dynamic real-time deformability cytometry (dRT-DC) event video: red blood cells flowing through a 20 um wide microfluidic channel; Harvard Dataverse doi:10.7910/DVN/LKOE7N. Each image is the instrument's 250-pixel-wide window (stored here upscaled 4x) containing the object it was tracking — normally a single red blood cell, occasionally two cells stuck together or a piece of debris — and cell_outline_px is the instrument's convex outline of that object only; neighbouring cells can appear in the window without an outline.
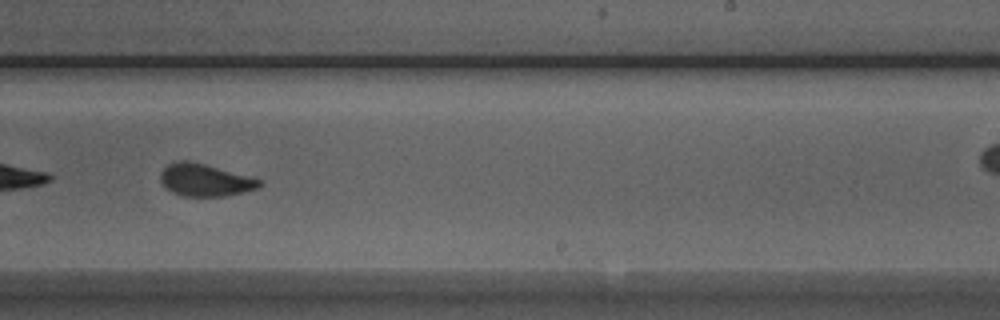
{"species": "Egyptian fruit bat (a non-hibernating species)", "species_latin": "Rousettus aegyptiacus", "temperature_condition": "room temperature", "stored_images_in_passage": 51, "camera_frame_rate_fps": 3000, "um_per_image_px": 0.085, "animal": {"sex": "male"}, "frame": {"image": 1, "passage_image": 30, "time_ms": 9.667, "image_size_px": [1000, 320], "cell_outline_px": [[264, 184], [256, 188], [244, 192], [224, 196], [180, 196], [164, 188], [160, 180], [160, 172], [168, 164], [180, 160], [188, 160], [256, 176], [264, 180]], "centroid_in_image_um": [17.48, 15.29], "position_along_channel_um": 271.5, "area_um2": 19.25}}
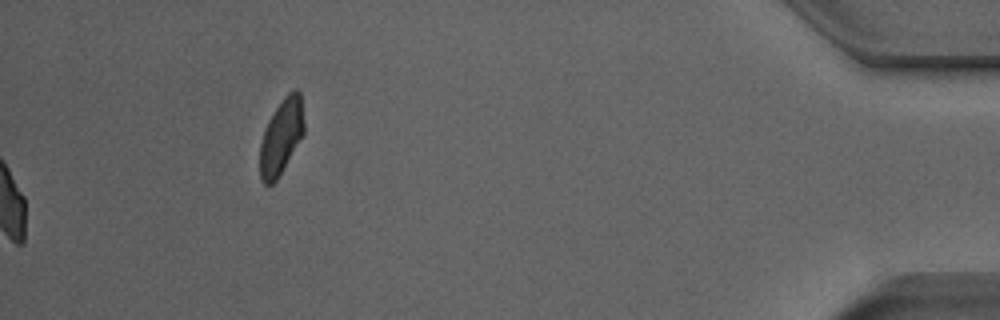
{"frame": {"image": 2, "passage_image": 51, "time_ms": 16.667, "image_size_px": [1000, 320], "cell_outline_px": [[304, 132], [276, 180], [272, 184], [264, 184], [260, 180], [260, 144], [268, 120], [284, 96], [288, 92], [296, 88], [300, 92], [304, 124]], "centroid_in_image_um": [23.9, 11.6], "position_along_channel_um": 411.3, "area_um2": 18.96}, "authors_computed_cell_mechanics": {"area_um2": 19.1318, "velocity_mm_per_s": 3.967, "shape_relaxation_time_tau1_ms": 5.8553, "shape_relaxation_time_tau2_ms": 0.8589, "deformation_change_tau1": 0.1335, "deformation_change_tau2": 0.0657}}